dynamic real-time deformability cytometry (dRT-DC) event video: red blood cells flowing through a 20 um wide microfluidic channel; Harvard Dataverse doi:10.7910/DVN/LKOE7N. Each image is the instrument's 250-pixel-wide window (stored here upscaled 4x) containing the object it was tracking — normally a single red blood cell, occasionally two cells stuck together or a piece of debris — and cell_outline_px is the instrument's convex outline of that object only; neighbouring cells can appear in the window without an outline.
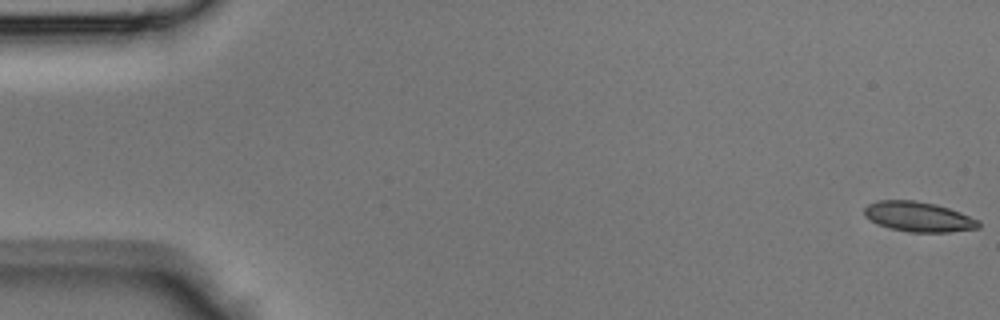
{"species": "Egyptian fruit bat (a non-hibernating species)", "species_latin": "Rousettus aegyptiacus", "temperature_condition": "room temperature", "stored_images_in_passage": 43, "camera_frame_rate_fps": 3000, "um_per_image_px": 0.085, "animal": {"sex": "male"}, "frame": {"image": 1, "passage_image": 1, "time_ms": 0.0, "image_size_px": [1000, 320], "cell_outline_px": [[980, 228], [948, 232], [912, 232], [892, 228], [880, 224], [864, 216], [864, 208], [868, 204], [880, 200], [916, 200], [936, 204], [960, 212], [980, 220]], "centroid_in_image_um": [78.11, 18.41], "position_along_channel_um": 6.9, "area_um2": 19.83}}
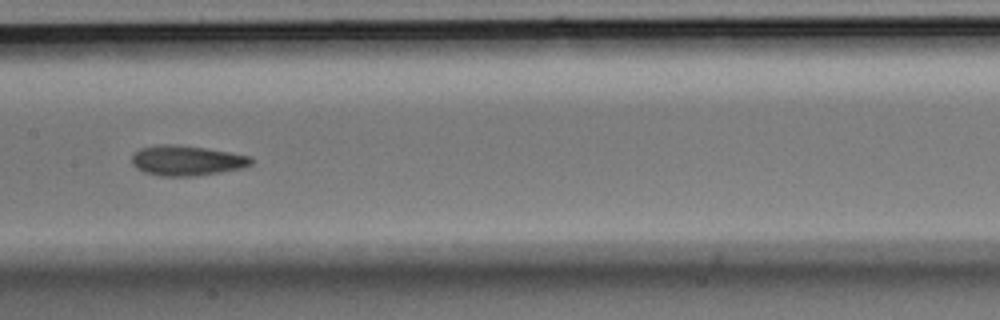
{"frame": {"image": 2, "passage_image": 22, "time_ms": 7.0, "image_size_px": [1000, 320], "cell_outline_px": [[252, 164], [240, 168], [220, 172], [196, 176], [160, 176], [144, 172], [136, 168], [132, 164], [132, 156], [140, 148], [156, 144], [176, 144], [204, 148], [252, 156]], "centroid_in_image_um": [15.84, 13.64], "position_along_channel_um": 191.6, "area_um2": 20.92}}
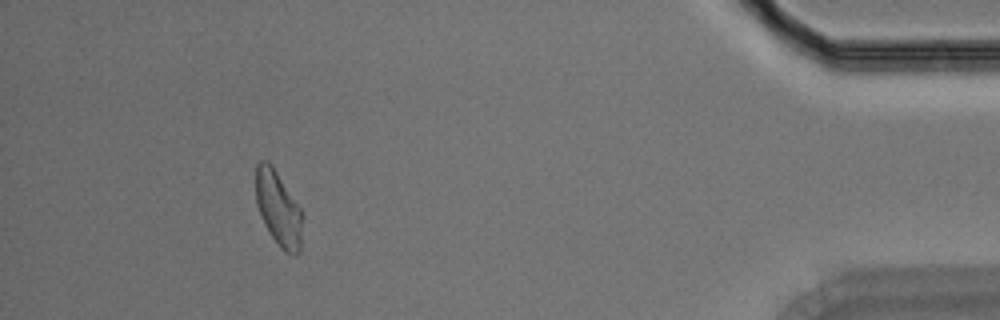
{"frame": {"image": 3, "passage_image": 40, "time_ms": 13.0, "image_size_px": [1000, 320], "cell_outline_px": [[300, 252], [292, 256], [280, 248], [264, 224], [256, 200], [256, 164], [260, 160], [268, 160], [272, 164], [300, 208]], "centroid_in_image_um": [23.62, 17.69], "position_along_channel_um": 411.6, "area_um2": 19.83}}